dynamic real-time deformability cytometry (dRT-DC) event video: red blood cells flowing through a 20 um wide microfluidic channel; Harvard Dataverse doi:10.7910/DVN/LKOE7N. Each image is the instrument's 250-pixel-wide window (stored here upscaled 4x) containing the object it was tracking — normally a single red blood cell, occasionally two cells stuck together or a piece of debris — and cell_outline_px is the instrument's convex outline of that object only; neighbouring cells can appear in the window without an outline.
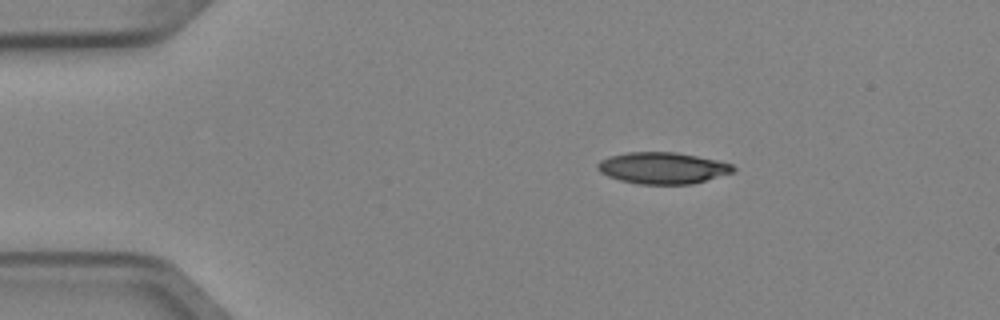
{"species": "Egyptian fruit bat (a non-hibernating species)", "species_latin": "Rousettus aegyptiacus", "temperature_condition": "cold", "stored_images_in_passage": 5, "camera_frame_rate_fps": 3000, "um_per_image_px": 0.085, "animal": {"sex": "female"}, "frame": {"image": 1, "passage_image": 1, "time_ms": 0.0, "image_size_px": [1000, 320], "cell_outline_px": [[736, 172], [692, 184], [640, 184], [620, 180], [608, 176], [600, 172], [596, 168], [596, 164], [600, 160], [608, 156], [628, 152], [676, 152], [716, 160], [732, 164], [736, 168]], "centroid_in_image_um": [56.32, 14.28], "position_along_channel_um": 28.7, "area_um2": 25.03}}
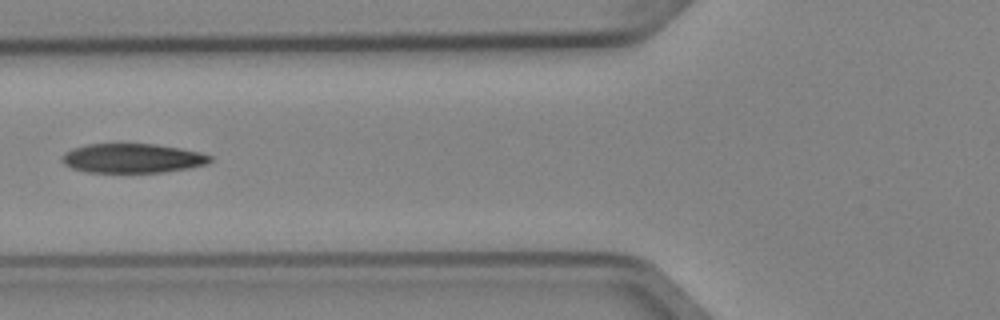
{"frame": {"image": 2, "passage_image": 4, "time_ms": 1.0, "image_size_px": [1000, 320], "cell_outline_px": [[212, 160], [208, 164], [192, 168], [164, 172], [88, 172], [72, 168], [64, 164], [60, 160], [60, 156], [64, 152], [72, 148], [88, 144], [156, 144], [180, 148], [200, 152], [212, 156]], "centroid_in_image_um": [11.26, 13.45], "position_along_channel_um": 114.5, "area_um2": 25.55}}
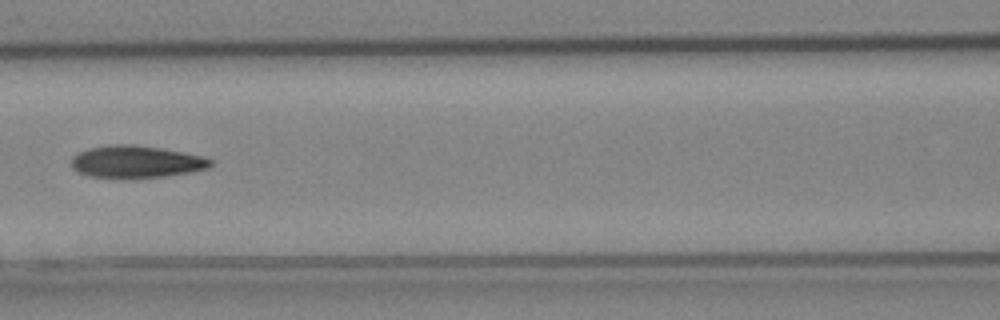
{"frame": {"image": 3, "passage_image": 5, "time_ms": 1.333, "image_size_px": [1000, 320], "cell_outline_px": [[212, 164], [208, 168], [188, 172], [164, 176], [88, 176], [72, 168], [72, 156], [88, 148], [112, 144], [136, 144], [184, 152], [200, 156], [212, 160]], "centroid_in_image_um": [11.57, 13.71], "position_along_channel_um": 155.0, "area_um2": 25.37}}